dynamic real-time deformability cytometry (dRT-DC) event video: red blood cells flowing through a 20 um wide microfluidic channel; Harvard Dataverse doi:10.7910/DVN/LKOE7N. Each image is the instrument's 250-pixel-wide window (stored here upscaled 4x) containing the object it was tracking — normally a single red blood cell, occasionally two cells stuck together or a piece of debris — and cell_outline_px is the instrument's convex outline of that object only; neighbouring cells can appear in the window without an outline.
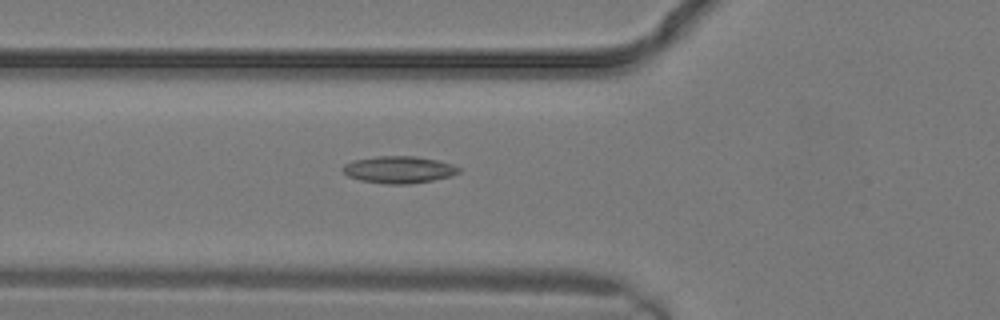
{"species": "common noctule bat (a hibernating species)", "species_latin": "Nyctalus noctula", "temperature_condition": "warm", "stored_images_in_passage": 8, "camera_frame_rate_fps": 3000, "um_per_image_px": 0.085, "animal": {"sex": "male", "body_mass_g": 19.2, "forearm_length_mm": 51.8}, "frame": {"image": 1, "passage_image": 3, "time_ms": 0.667, "image_size_px": [1000, 320], "cell_outline_px": [[460, 172], [452, 176], [432, 180], [408, 184], [388, 184], [360, 180], [348, 176], [340, 168], [344, 164], [352, 160], [376, 156], [416, 156], [436, 160], [452, 164], [460, 168]], "centroid_in_image_um": [33.88, 14.41], "position_along_channel_um": 91.9, "area_um2": 18.32}}
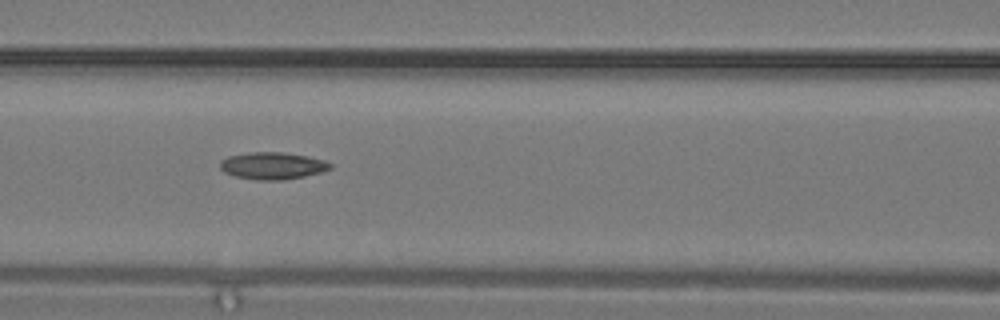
{"frame": {"image": 2, "passage_image": 5, "time_ms": 1.333, "image_size_px": [1000, 320], "cell_outline_px": [[332, 168], [320, 172], [304, 176], [280, 180], [260, 180], [236, 176], [224, 172], [220, 168], [220, 160], [228, 156], [248, 152], [284, 152], [308, 156], [324, 160], [332, 164]], "centroid_in_image_um": [23.16, 14.07], "position_along_channel_um": 143.4, "area_um2": 17.34}}
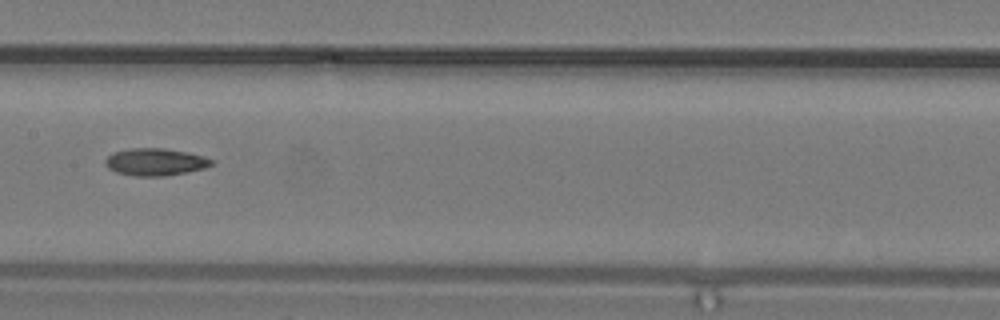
{"frame": {"image": 3, "passage_image": 7, "time_ms": 2.0, "image_size_px": [1000, 320], "cell_outline_px": [[216, 164], [204, 168], [188, 172], [164, 176], [136, 176], [116, 172], [108, 168], [104, 164], [104, 160], [112, 152], [132, 148], [164, 148], [188, 152], [204, 156], [216, 160]], "centroid_in_image_um": [13.24, 13.76], "position_along_channel_um": 194.2, "area_um2": 17.17}}